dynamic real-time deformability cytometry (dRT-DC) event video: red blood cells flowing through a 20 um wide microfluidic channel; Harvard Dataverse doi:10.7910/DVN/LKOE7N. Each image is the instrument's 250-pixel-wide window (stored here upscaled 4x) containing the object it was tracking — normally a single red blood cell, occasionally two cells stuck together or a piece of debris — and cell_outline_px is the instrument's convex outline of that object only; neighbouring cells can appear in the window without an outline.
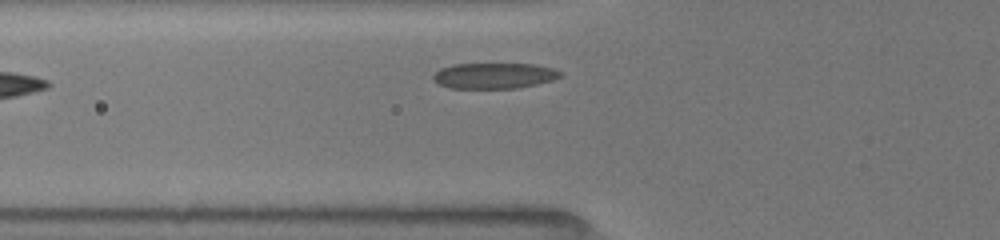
{"species": "common noctule bat (a hibernating species)", "species_latin": "Nyctalus noctula", "temperature_condition": "room temperature", "stored_images_in_passage": 22, "camera_frame_rate_fps": 3000, "um_per_image_px": 0.085, "animal": {"sex": "female", "body_mass_g": 19.5, "forearm_length_mm": 54.1}, "frame": {"image": 1, "passage_image": 2, "time_ms": 0.333, "image_size_px": [1000, 240], "cell_outline_px": [[560, 76], [552, 80], [536, 84], [516, 88], [448, 88], [432, 80], [432, 76], [440, 68], [452, 64], [532, 64], [552, 68], [560, 72]], "centroid_in_image_um": [41.94, 6.43], "position_along_channel_um": 83.9, "area_um2": 18.9}}
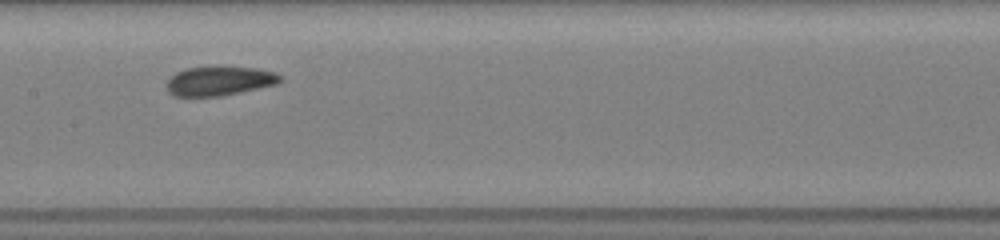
{"frame": {"image": 2, "passage_image": 10, "time_ms": 3.0, "image_size_px": [1000, 240], "cell_outline_px": [[284, 76], [276, 84], [220, 96], [176, 96], [168, 92], [164, 84], [176, 72], [188, 68], [220, 64], [260, 68], [276, 72]], "centroid_in_image_um": [18.66, 6.83], "position_along_channel_um": 188.7, "area_um2": 20.0}}
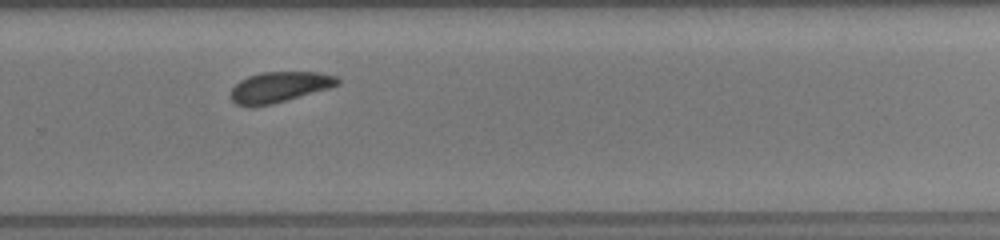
{"frame": {"image": 3, "passage_image": 19, "time_ms": 6.0, "image_size_px": [1000, 240], "cell_outline_px": [[340, 84], [328, 88], [272, 104], [236, 104], [232, 100], [232, 88], [240, 80], [248, 76], [264, 72], [320, 72], [336, 76], [340, 80]], "centroid_in_image_um": [23.8, 7.36], "position_along_channel_um": 306.0, "area_um2": 18.44}}